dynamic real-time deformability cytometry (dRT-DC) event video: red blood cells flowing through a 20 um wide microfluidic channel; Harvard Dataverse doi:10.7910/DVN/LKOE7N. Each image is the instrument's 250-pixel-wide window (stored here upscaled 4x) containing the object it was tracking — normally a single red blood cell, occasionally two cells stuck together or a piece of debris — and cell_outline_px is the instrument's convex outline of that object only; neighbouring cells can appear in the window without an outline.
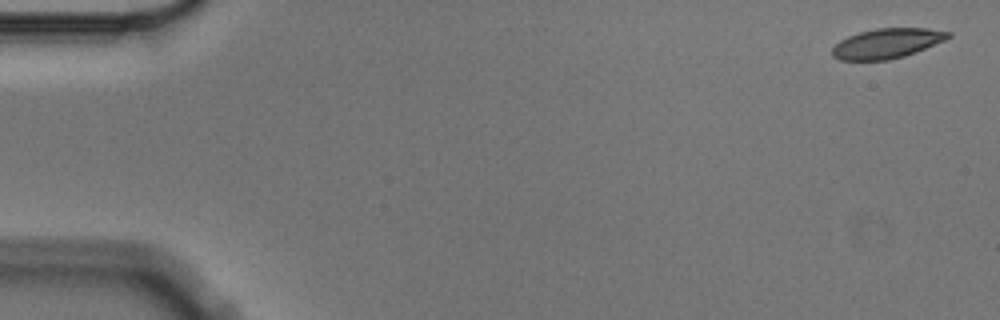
{"species": "Egyptian fruit bat (a non-hibernating species)", "species_latin": "Rousettus aegyptiacus", "temperature_condition": "cold", "stored_images_in_passage": 5, "camera_frame_rate_fps": 3000, "um_per_image_px": 0.085, "animal": {"sex": "male"}, "frame": {"image": 1, "passage_image": 1, "time_ms": 0.0, "image_size_px": [1000, 320], "cell_outline_px": [[952, 36], [944, 40], [916, 52], [904, 56], [888, 60], [840, 60], [832, 56], [832, 48], [840, 40], [848, 36], [860, 32], [876, 28], [928, 28], [952, 32]], "centroid_in_image_um": [75.39, 3.68], "position_along_channel_um": 9.6, "area_um2": 20.17}}
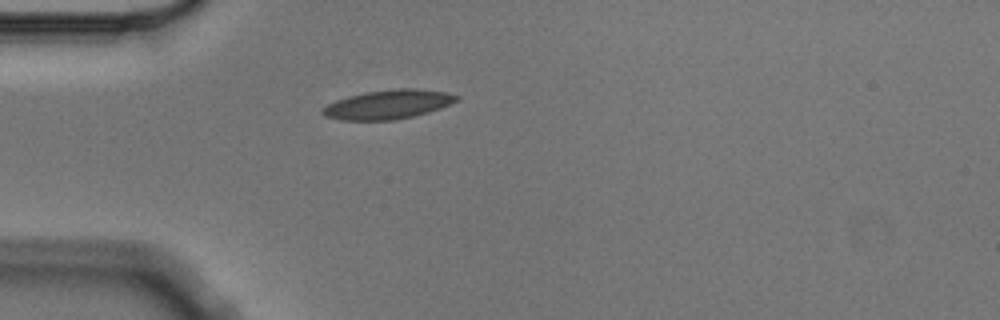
{"frame": {"image": 2, "passage_image": 5, "time_ms": 1.333, "image_size_px": [1000, 320], "cell_outline_px": [[460, 100], [440, 108], [428, 112], [412, 116], [392, 120], [340, 120], [324, 116], [320, 112], [320, 108], [336, 100], [348, 96], [368, 92], [400, 88], [416, 88], [444, 92], [460, 96]], "centroid_in_image_um": [32.97, 8.88], "position_along_channel_um": 52.0, "area_um2": 22.66}}